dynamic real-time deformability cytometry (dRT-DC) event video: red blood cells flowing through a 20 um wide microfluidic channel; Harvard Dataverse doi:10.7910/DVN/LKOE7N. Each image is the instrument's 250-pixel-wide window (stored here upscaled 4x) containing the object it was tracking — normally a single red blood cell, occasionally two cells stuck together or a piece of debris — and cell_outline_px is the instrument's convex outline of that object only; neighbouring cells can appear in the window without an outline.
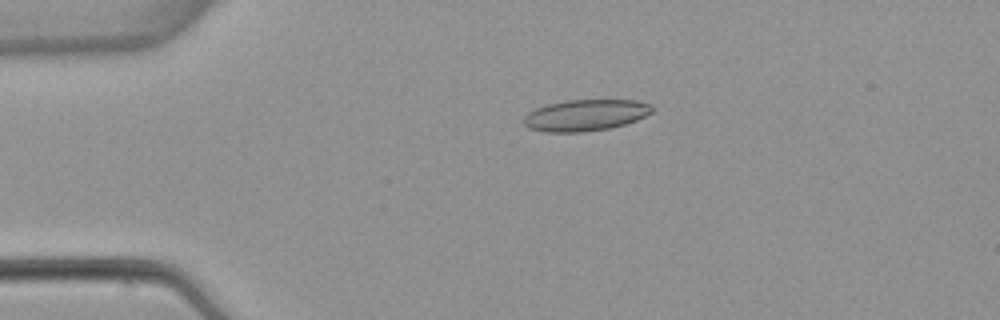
{"species": "common noctule bat (a hibernating species)", "species_latin": "Nyctalus noctula", "temperature_condition": "warm", "stored_images_in_passage": 4, "camera_frame_rate_fps": 3000, "um_per_image_px": 0.085, "animal": {"sex": "female", "body_mass_g": 22.7, "forearm_length_mm": 54.2}, "frame": {"image": 1, "passage_image": 3, "time_ms": 3.333, "image_size_px": [1000, 320], "cell_outline_px": [[656, 108], [652, 112], [636, 120], [624, 124], [608, 128], [584, 132], [544, 132], [528, 128], [524, 124], [524, 116], [528, 112], [536, 108], [548, 104], [568, 100], [636, 100], [652, 104]], "centroid_in_image_um": [49.77, 9.79], "position_along_channel_um": 35.2, "area_um2": 23.52}}